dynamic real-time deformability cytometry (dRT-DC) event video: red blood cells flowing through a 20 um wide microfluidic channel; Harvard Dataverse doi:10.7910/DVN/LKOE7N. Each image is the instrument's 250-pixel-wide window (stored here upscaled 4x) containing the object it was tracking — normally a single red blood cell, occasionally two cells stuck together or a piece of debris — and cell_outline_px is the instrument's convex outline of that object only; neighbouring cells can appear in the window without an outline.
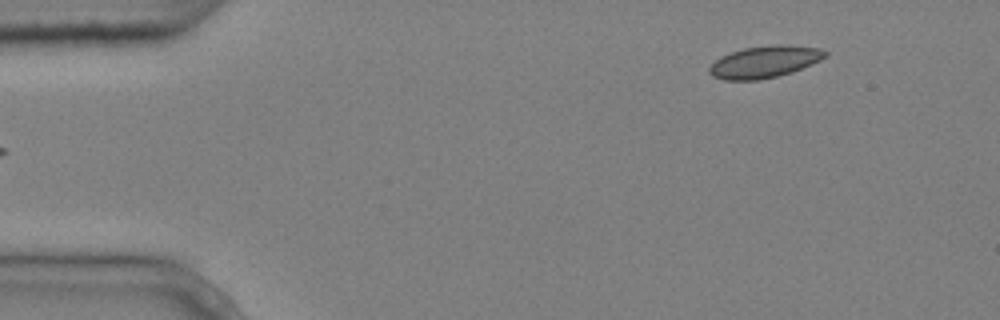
{"species": "common noctule bat (a hibernating species)", "species_latin": "Nyctalus noctula", "temperature_condition": "cold", "stored_images_in_passage": 5, "segment_of_instrument_passage": [2, 2], "camera_frame_rate_fps": 3000, "um_per_image_px": 0.085, "animal": {"sex": "male", "body_mass_g": 20.4}, "frame": {"image": 1, "passage_image": 5, "time_ms": 1.333, "image_size_px": [1000, 320], "cell_outline_px": [[828, 56], [812, 64], [792, 72], [760, 80], [724, 80], [712, 76], [708, 72], [708, 68], [720, 56], [744, 48], [772, 44], [788, 44], [820, 48], [828, 52]], "centroid_in_image_um": [65.01, 5.25], "position_along_channel_um": 20.0, "area_um2": 21.73}}